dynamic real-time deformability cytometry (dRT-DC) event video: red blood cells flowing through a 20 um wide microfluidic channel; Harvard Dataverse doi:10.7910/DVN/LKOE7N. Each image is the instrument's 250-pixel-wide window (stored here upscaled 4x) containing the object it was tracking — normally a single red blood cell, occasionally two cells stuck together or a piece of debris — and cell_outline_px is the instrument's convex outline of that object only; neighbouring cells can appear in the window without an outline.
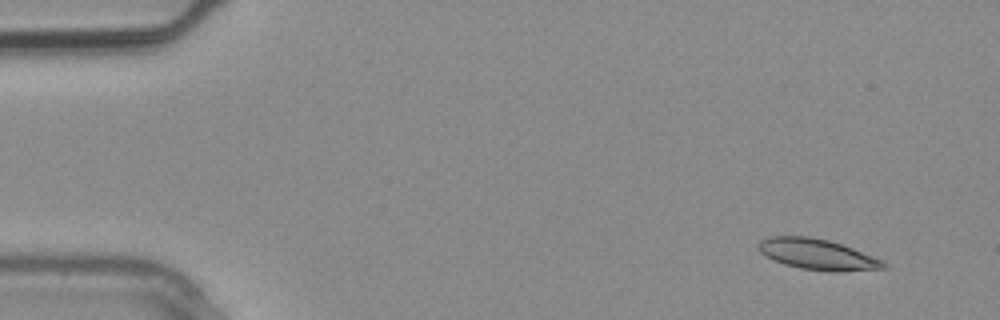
{"species": "common noctule bat (a hibernating species)", "species_latin": "Nyctalus noctula", "temperature_condition": "warm", "stored_images_in_passage": 2, "segment_of_instrument_passage": [2, 2], "camera_frame_rate_fps": 3000, "um_per_image_px": 0.085, "animal": {"sex": "male", "body_mass_g": 20.4}, "frame": {"image": 1, "passage_image": 2, "time_ms": 0.333, "image_size_px": [1000, 320], "cell_outline_px": [[888, 268], [836, 272], [800, 268], [784, 264], [760, 252], [756, 248], [756, 244], [760, 240], [768, 236], [808, 236], [828, 240], [852, 248], [884, 260], [888, 264]], "centroid_in_image_um": [69.49, 21.61], "position_along_channel_um": 15.5, "area_um2": 22.43}}